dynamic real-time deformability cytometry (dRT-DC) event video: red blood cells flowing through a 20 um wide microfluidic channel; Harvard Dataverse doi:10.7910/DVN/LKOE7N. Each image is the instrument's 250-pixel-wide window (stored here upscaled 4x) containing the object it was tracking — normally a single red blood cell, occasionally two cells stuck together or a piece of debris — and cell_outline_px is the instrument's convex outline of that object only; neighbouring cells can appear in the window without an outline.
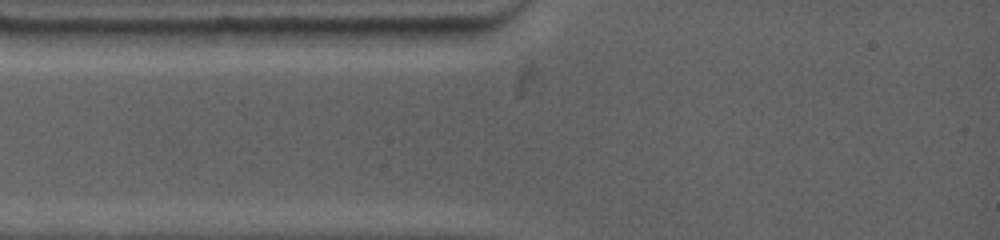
{"species": "common noctule bat (a hibernating species)", "species_latin": "Nyctalus noctula", "temperature_condition": "warm", "stored_images_in_passage": 4, "camera_frame_rate_fps": 4500, "um_per_image_px": 0.085, "animal": {"sex": "female", "body_mass_g": 19.0, "forearm_length_mm": 53.3}, "frame": {"image": 1, "passage_image": 1, "time_ms": 0.0, "image_size_px": [1000, 240], "cell_outline_px": [[472, 32], [464, 36], [444, 44], [360, 44], [348, 28], [472, 28]], "centroid_in_image_um": [34.71, 3.01], "position_along_channel_um": 50.3, "area_um2": 12.48}}